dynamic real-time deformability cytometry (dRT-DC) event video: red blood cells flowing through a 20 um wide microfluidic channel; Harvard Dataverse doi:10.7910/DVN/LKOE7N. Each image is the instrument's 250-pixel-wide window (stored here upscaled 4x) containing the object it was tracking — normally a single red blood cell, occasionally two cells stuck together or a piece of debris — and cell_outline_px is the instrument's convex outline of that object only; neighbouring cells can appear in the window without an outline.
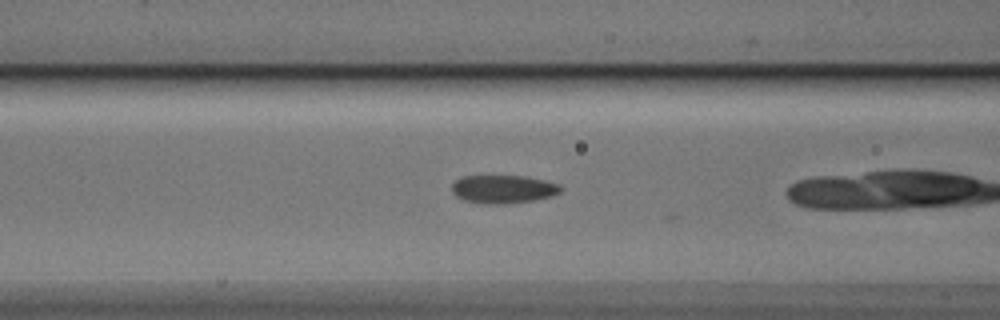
{"species": "Egyptian fruit bat (a non-hibernating species)", "species_latin": "Rousettus aegyptiacus", "temperature_condition": "cold", "stored_images_in_passage": 7, "camera_frame_rate_fps": 3000, "um_per_image_px": 0.085, "animal": {"sex": "male"}, "frame": {"image": 1, "passage_image": 5, "time_ms": 1.333, "image_size_px": [1000, 320], "cell_outline_px": [[564, 188], [560, 192], [552, 196], [532, 200], [504, 204], [484, 204], [464, 200], [456, 196], [452, 192], [452, 184], [456, 180], [464, 176], [524, 176], [544, 180], [560, 184]], "centroid_in_image_um": [42.79, 16.08], "position_along_channel_um": 123.8, "area_um2": 17.92}}